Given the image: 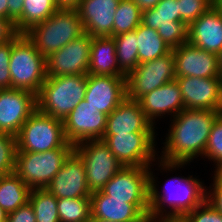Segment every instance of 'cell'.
<instances>
[{
    "mask_svg": "<svg viewBox=\"0 0 222 222\" xmlns=\"http://www.w3.org/2000/svg\"><path fill=\"white\" fill-rule=\"evenodd\" d=\"M220 111L183 109L170 119L164 147L158 156V170L176 171L190 165L194 159L204 157L206 144ZM163 170V171H161Z\"/></svg>",
    "mask_w": 222,
    "mask_h": 222,
    "instance_id": "6da1fadb",
    "label": "cell"
},
{
    "mask_svg": "<svg viewBox=\"0 0 222 222\" xmlns=\"http://www.w3.org/2000/svg\"><path fill=\"white\" fill-rule=\"evenodd\" d=\"M149 166V215L154 218H182L206 201L207 186L198 177L188 175L168 178L160 190ZM156 178V179H155ZM198 178V179H197ZM168 183V184H167ZM167 185V186H166ZM172 185V186H170ZM169 209V210H168Z\"/></svg>",
    "mask_w": 222,
    "mask_h": 222,
    "instance_id": "7a4b0ae2",
    "label": "cell"
},
{
    "mask_svg": "<svg viewBox=\"0 0 222 222\" xmlns=\"http://www.w3.org/2000/svg\"><path fill=\"white\" fill-rule=\"evenodd\" d=\"M84 33L77 9L58 8L44 22L35 24L24 34L47 58Z\"/></svg>",
    "mask_w": 222,
    "mask_h": 222,
    "instance_id": "3957f363",
    "label": "cell"
},
{
    "mask_svg": "<svg viewBox=\"0 0 222 222\" xmlns=\"http://www.w3.org/2000/svg\"><path fill=\"white\" fill-rule=\"evenodd\" d=\"M86 88L87 74L47 76L37 95V109L64 121L84 99Z\"/></svg>",
    "mask_w": 222,
    "mask_h": 222,
    "instance_id": "277c9868",
    "label": "cell"
},
{
    "mask_svg": "<svg viewBox=\"0 0 222 222\" xmlns=\"http://www.w3.org/2000/svg\"><path fill=\"white\" fill-rule=\"evenodd\" d=\"M9 71L11 88L38 95L47 77L46 58L25 34L18 33L12 39Z\"/></svg>",
    "mask_w": 222,
    "mask_h": 222,
    "instance_id": "5b68a950",
    "label": "cell"
},
{
    "mask_svg": "<svg viewBox=\"0 0 222 222\" xmlns=\"http://www.w3.org/2000/svg\"><path fill=\"white\" fill-rule=\"evenodd\" d=\"M17 152H45L56 148H74L64 135L63 121L38 109L26 120L16 136Z\"/></svg>",
    "mask_w": 222,
    "mask_h": 222,
    "instance_id": "8992f818",
    "label": "cell"
},
{
    "mask_svg": "<svg viewBox=\"0 0 222 222\" xmlns=\"http://www.w3.org/2000/svg\"><path fill=\"white\" fill-rule=\"evenodd\" d=\"M74 148L45 152H17L14 173L32 190L45 189Z\"/></svg>",
    "mask_w": 222,
    "mask_h": 222,
    "instance_id": "52a82bcc",
    "label": "cell"
},
{
    "mask_svg": "<svg viewBox=\"0 0 222 222\" xmlns=\"http://www.w3.org/2000/svg\"><path fill=\"white\" fill-rule=\"evenodd\" d=\"M74 152L84 163L91 193L101 190L124 167L101 139L80 142L74 145Z\"/></svg>",
    "mask_w": 222,
    "mask_h": 222,
    "instance_id": "ba28073f",
    "label": "cell"
},
{
    "mask_svg": "<svg viewBox=\"0 0 222 222\" xmlns=\"http://www.w3.org/2000/svg\"><path fill=\"white\" fill-rule=\"evenodd\" d=\"M157 135L156 133L103 135L101 140L123 166L154 167L159 155L155 147Z\"/></svg>",
    "mask_w": 222,
    "mask_h": 222,
    "instance_id": "9c48e42d",
    "label": "cell"
},
{
    "mask_svg": "<svg viewBox=\"0 0 222 222\" xmlns=\"http://www.w3.org/2000/svg\"><path fill=\"white\" fill-rule=\"evenodd\" d=\"M173 52L138 64L126 77L127 97L139 100L145 94L175 80Z\"/></svg>",
    "mask_w": 222,
    "mask_h": 222,
    "instance_id": "30bf717a",
    "label": "cell"
},
{
    "mask_svg": "<svg viewBox=\"0 0 222 222\" xmlns=\"http://www.w3.org/2000/svg\"><path fill=\"white\" fill-rule=\"evenodd\" d=\"M141 23L157 30L172 49L188 42V26L180 21L178 0H160L154 8L142 11Z\"/></svg>",
    "mask_w": 222,
    "mask_h": 222,
    "instance_id": "8fae6325",
    "label": "cell"
},
{
    "mask_svg": "<svg viewBox=\"0 0 222 222\" xmlns=\"http://www.w3.org/2000/svg\"><path fill=\"white\" fill-rule=\"evenodd\" d=\"M149 167L124 166L101 189L110 199L149 204Z\"/></svg>",
    "mask_w": 222,
    "mask_h": 222,
    "instance_id": "7c38bea8",
    "label": "cell"
},
{
    "mask_svg": "<svg viewBox=\"0 0 222 222\" xmlns=\"http://www.w3.org/2000/svg\"><path fill=\"white\" fill-rule=\"evenodd\" d=\"M92 36L84 33L79 38L46 58L47 76L88 74Z\"/></svg>",
    "mask_w": 222,
    "mask_h": 222,
    "instance_id": "4fadbf2b",
    "label": "cell"
},
{
    "mask_svg": "<svg viewBox=\"0 0 222 222\" xmlns=\"http://www.w3.org/2000/svg\"><path fill=\"white\" fill-rule=\"evenodd\" d=\"M37 110V95L21 89L0 90V132L17 136Z\"/></svg>",
    "mask_w": 222,
    "mask_h": 222,
    "instance_id": "5bb4252c",
    "label": "cell"
},
{
    "mask_svg": "<svg viewBox=\"0 0 222 222\" xmlns=\"http://www.w3.org/2000/svg\"><path fill=\"white\" fill-rule=\"evenodd\" d=\"M107 115L98 112L84 99L64 119V135L67 142L76 145L85 140L102 139Z\"/></svg>",
    "mask_w": 222,
    "mask_h": 222,
    "instance_id": "9a60e30c",
    "label": "cell"
},
{
    "mask_svg": "<svg viewBox=\"0 0 222 222\" xmlns=\"http://www.w3.org/2000/svg\"><path fill=\"white\" fill-rule=\"evenodd\" d=\"M185 109L222 111L221 77H176Z\"/></svg>",
    "mask_w": 222,
    "mask_h": 222,
    "instance_id": "2e32d148",
    "label": "cell"
},
{
    "mask_svg": "<svg viewBox=\"0 0 222 222\" xmlns=\"http://www.w3.org/2000/svg\"><path fill=\"white\" fill-rule=\"evenodd\" d=\"M126 77L87 74L84 100L109 115L127 97Z\"/></svg>",
    "mask_w": 222,
    "mask_h": 222,
    "instance_id": "e0dca14e",
    "label": "cell"
},
{
    "mask_svg": "<svg viewBox=\"0 0 222 222\" xmlns=\"http://www.w3.org/2000/svg\"><path fill=\"white\" fill-rule=\"evenodd\" d=\"M175 59V77H221L218 55L188 42L171 50Z\"/></svg>",
    "mask_w": 222,
    "mask_h": 222,
    "instance_id": "ac0fdd59",
    "label": "cell"
},
{
    "mask_svg": "<svg viewBox=\"0 0 222 222\" xmlns=\"http://www.w3.org/2000/svg\"><path fill=\"white\" fill-rule=\"evenodd\" d=\"M45 189L57 199L91 196L86 183L84 163L74 151Z\"/></svg>",
    "mask_w": 222,
    "mask_h": 222,
    "instance_id": "d6986e66",
    "label": "cell"
},
{
    "mask_svg": "<svg viewBox=\"0 0 222 222\" xmlns=\"http://www.w3.org/2000/svg\"><path fill=\"white\" fill-rule=\"evenodd\" d=\"M91 217L111 222H145L149 204H129L126 200L110 199L101 190L91 193Z\"/></svg>",
    "mask_w": 222,
    "mask_h": 222,
    "instance_id": "ffe728a7",
    "label": "cell"
},
{
    "mask_svg": "<svg viewBox=\"0 0 222 222\" xmlns=\"http://www.w3.org/2000/svg\"><path fill=\"white\" fill-rule=\"evenodd\" d=\"M154 126L141 109L139 101L126 97L107 115L104 135L156 133Z\"/></svg>",
    "mask_w": 222,
    "mask_h": 222,
    "instance_id": "44dd1931",
    "label": "cell"
},
{
    "mask_svg": "<svg viewBox=\"0 0 222 222\" xmlns=\"http://www.w3.org/2000/svg\"><path fill=\"white\" fill-rule=\"evenodd\" d=\"M138 101L147 118L155 126L162 116L166 117L164 115H167L168 117V115H171L170 119H172L185 109L180 87L176 79L145 94Z\"/></svg>",
    "mask_w": 222,
    "mask_h": 222,
    "instance_id": "7402d4cb",
    "label": "cell"
},
{
    "mask_svg": "<svg viewBox=\"0 0 222 222\" xmlns=\"http://www.w3.org/2000/svg\"><path fill=\"white\" fill-rule=\"evenodd\" d=\"M120 0H81L76 8L85 33L92 37H112L114 15Z\"/></svg>",
    "mask_w": 222,
    "mask_h": 222,
    "instance_id": "603a6c76",
    "label": "cell"
},
{
    "mask_svg": "<svg viewBox=\"0 0 222 222\" xmlns=\"http://www.w3.org/2000/svg\"><path fill=\"white\" fill-rule=\"evenodd\" d=\"M188 43L219 54L222 50V14L213 5L188 26Z\"/></svg>",
    "mask_w": 222,
    "mask_h": 222,
    "instance_id": "cb8c5ba5",
    "label": "cell"
},
{
    "mask_svg": "<svg viewBox=\"0 0 222 222\" xmlns=\"http://www.w3.org/2000/svg\"><path fill=\"white\" fill-rule=\"evenodd\" d=\"M88 74L127 76L118 65L112 37H92Z\"/></svg>",
    "mask_w": 222,
    "mask_h": 222,
    "instance_id": "d4e9b609",
    "label": "cell"
},
{
    "mask_svg": "<svg viewBox=\"0 0 222 222\" xmlns=\"http://www.w3.org/2000/svg\"><path fill=\"white\" fill-rule=\"evenodd\" d=\"M31 189L13 172L0 178V208L7 214L29 201Z\"/></svg>",
    "mask_w": 222,
    "mask_h": 222,
    "instance_id": "484cf974",
    "label": "cell"
},
{
    "mask_svg": "<svg viewBox=\"0 0 222 222\" xmlns=\"http://www.w3.org/2000/svg\"><path fill=\"white\" fill-rule=\"evenodd\" d=\"M136 36L139 64L167 55L172 50L157 33V30L142 23L136 28Z\"/></svg>",
    "mask_w": 222,
    "mask_h": 222,
    "instance_id": "4316f807",
    "label": "cell"
},
{
    "mask_svg": "<svg viewBox=\"0 0 222 222\" xmlns=\"http://www.w3.org/2000/svg\"><path fill=\"white\" fill-rule=\"evenodd\" d=\"M57 9L55 0H24L22 15L15 21L16 31L24 34L35 24L44 22Z\"/></svg>",
    "mask_w": 222,
    "mask_h": 222,
    "instance_id": "83f0119b",
    "label": "cell"
},
{
    "mask_svg": "<svg viewBox=\"0 0 222 222\" xmlns=\"http://www.w3.org/2000/svg\"><path fill=\"white\" fill-rule=\"evenodd\" d=\"M115 41L117 62L120 69L128 75L139 64L136 29L112 36Z\"/></svg>",
    "mask_w": 222,
    "mask_h": 222,
    "instance_id": "f1b7e54d",
    "label": "cell"
},
{
    "mask_svg": "<svg viewBox=\"0 0 222 222\" xmlns=\"http://www.w3.org/2000/svg\"><path fill=\"white\" fill-rule=\"evenodd\" d=\"M142 21V10L133 0H120L114 15L113 36L134 31Z\"/></svg>",
    "mask_w": 222,
    "mask_h": 222,
    "instance_id": "f546056e",
    "label": "cell"
},
{
    "mask_svg": "<svg viewBox=\"0 0 222 222\" xmlns=\"http://www.w3.org/2000/svg\"><path fill=\"white\" fill-rule=\"evenodd\" d=\"M60 222H88L91 218L90 197L57 199Z\"/></svg>",
    "mask_w": 222,
    "mask_h": 222,
    "instance_id": "4dcf8cb0",
    "label": "cell"
},
{
    "mask_svg": "<svg viewBox=\"0 0 222 222\" xmlns=\"http://www.w3.org/2000/svg\"><path fill=\"white\" fill-rule=\"evenodd\" d=\"M36 222H60L57 198L46 189H32L29 194Z\"/></svg>",
    "mask_w": 222,
    "mask_h": 222,
    "instance_id": "1f68e13d",
    "label": "cell"
},
{
    "mask_svg": "<svg viewBox=\"0 0 222 222\" xmlns=\"http://www.w3.org/2000/svg\"><path fill=\"white\" fill-rule=\"evenodd\" d=\"M204 158L214 162L215 171H222V111L219 112L212 125Z\"/></svg>",
    "mask_w": 222,
    "mask_h": 222,
    "instance_id": "d6a6232c",
    "label": "cell"
},
{
    "mask_svg": "<svg viewBox=\"0 0 222 222\" xmlns=\"http://www.w3.org/2000/svg\"><path fill=\"white\" fill-rule=\"evenodd\" d=\"M16 153V137L0 132V173L2 175L15 171Z\"/></svg>",
    "mask_w": 222,
    "mask_h": 222,
    "instance_id": "836d02e7",
    "label": "cell"
},
{
    "mask_svg": "<svg viewBox=\"0 0 222 222\" xmlns=\"http://www.w3.org/2000/svg\"><path fill=\"white\" fill-rule=\"evenodd\" d=\"M214 5V0H178L180 21L189 26Z\"/></svg>",
    "mask_w": 222,
    "mask_h": 222,
    "instance_id": "e575fe53",
    "label": "cell"
},
{
    "mask_svg": "<svg viewBox=\"0 0 222 222\" xmlns=\"http://www.w3.org/2000/svg\"><path fill=\"white\" fill-rule=\"evenodd\" d=\"M185 222H222V215L207 201L182 217Z\"/></svg>",
    "mask_w": 222,
    "mask_h": 222,
    "instance_id": "d590c367",
    "label": "cell"
},
{
    "mask_svg": "<svg viewBox=\"0 0 222 222\" xmlns=\"http://www.w3.org/2000/svg\"><path fill=\"white\" fill-rule=\"evenodd\" d=\"M12 40L0 44V90L11 89V77L9 71Z\"/></svg>",
    "mask_w": 222,
    "mask_h": 222,
    "instance_id": "8d00e7d4",
    "label": "cell"
},
{
    "mask_svg": "<svg viewBox=\"0 0 222 222\" xmlns=\"http://www.w3.org/2000/svg\"><path fill=\"white\" fill-rule=\"evenodd\" d=\"M213 176L212 185L207 187L206 201L222 215V171H214Z\"/></svg>",
    "mask_w": 222,
    "mask_h": 222,
    "instance_id": "74e56055",
    "label": "cell"
},
{
    "mask_svg": "<svg viewBox=\"0 0 222 222\" xmlns=\"http://www.w3.org/2000/svg\"><path fill=\"white\" fill-rule=\"evenodd\" d=\"M6 222H36L35 212L30 202L9 213Z\"/></svg>",
    "mask_w": 222,
    "mask_h": 222,
    "instance_id": "f35d334b",
    "label": "cell"
},
{
    "mask_svg": "<svg viewBox=\"0 0 222 222\" xmlns=\"http://www.w3.org/2000/svg\"><path fill=\"white\" fill-rule=\"evenodd\" d=\"M17 34L14 23L9 19L0 17V44L12 40Z\"/></svg>",
    "mask_w": 222,
    "mask_h": 222,
    "instance_id": "ab89813d",
    "label": "cell"
},
{
    "mask_svg": "<svg viewBox=\"0 0 222 222\" xmlns=\"http://www.w3.org/2000/svg\"><path fill=\"white\" fill-rule=\"evenodd\" d=\"M24 0H8V19L14 25L15 21L22 15Z\"/></svg>",
    "mask_w": 222,
    "mask_h": 222,
    "instance_id": "60d3db41",
    "label": "cell"
},
{
    "mask_svg": "<svg viewBox=\"0 0 222 222\" xmlns=\"http://www.w3.org/2000/svg\"><path fill=\"white\" fill-rule=\"evenodd\" d=\"M58 8L76 9L81 0H55Z\"/></svg>",
    "mask_w": 222,
    "mask_h": 222,
    "instance_id": "b9f144b4",
    "label": "cell"
},
{
    "mask_svg": "<svg viewBox=\"0 0 222 222\" xmlns=\"http://www.w3.org/2000/svg\"><path fill=\"white\" fill-rule=\"evenodd\" d=\"M139 8L144 11L147 9L154 8L160 0H133Z\"/></svg>",
    "mask_w": 222,
    "mask_h": 222,
    "instance_id": "7bdbcfd3",
    "label": "cell"
},
{
    "mask_svg": "<svg viewBox=\"0 0 222 222\" xmlns=\"http://www.w3.org/2000/svg\"><path fill=\"white\" fill-rule=\"evenodd\" d=\"M0 17L8 19V0H0Z\"/></svg>",
    "mask_w": 222,
    "mask_h": 222,
    "instance_id": "ee69618b",
    "label": "cell"
},
{
    "mask_svg": "<svg viewBox=\"0 0 222 222\" xmlns=\"http://www.w3.org/2000/svg\"><path fill=\"white\" fill-rule=\"evenodd\" d=\"M150 222H185L182 218H154L148 219Z\"/></svg>",
    "mask_w": 222,
    "mask_h": 222,
    "instance_id": "f6af8a7d",
    "label": "cell"
},
{
    "mask_svg": "<svg viewBox=\"0 0 222 222\" xmlns=\"http://www.w3.org/2000/svg\"><path fill=\"white\" fill-rule=\"evenodd\" d=\"M8 218V214L4 209L0 208V222H6Z\"/></svg>",
    "mask_w": 222,
    "mask_h": 222,
    "instance_id": "bcb514c9",
    "label": "cell"
},
{
    "mask_svg": "<svg viewBox=\"0 0 222 222\" xmlns=\"http://www.w3.org/2000/svg\"><path fill=\"white\" fill-rule=\"evenodd\" d=\"M218 60H219L220 76H221V78H222V50H221V52L218 54Z\"/></svg>",
    "mask_w": 222,
    "mask_h": 222,
    "instance_id": "7dc6e473",
    "label": "cell"
},
{
    "mask_svg": "<svg viewBox=\"0 0 222 222\" xmlns=\"http://www.w3.org/2000/svg\"><path fill=\"white\" fill-rule=\"evenodd\" d=\"M214 5L219 9L222 14V0H214Z\"/></svg>",
    "mask_w": 222,
    "mask_h": 222,
    "instance_id": "c3c4849f",
    "label": "cell"
},
{
    "mask_svg": "<svg viewBox=\"0 0 222 222\" xmlns=\"http://www.w3.org/2000/svg\"><path fill=\"white\" fill-rule=\"evenodd\" d=\"M88 222H111V221H106V220H101L98 218L91 217Z\"/></svg>",
    "mask_w": 222,
    "mask_h": 222,
    "instance_id": "681fc988",
    "label": "cell"
}]
</instances>
